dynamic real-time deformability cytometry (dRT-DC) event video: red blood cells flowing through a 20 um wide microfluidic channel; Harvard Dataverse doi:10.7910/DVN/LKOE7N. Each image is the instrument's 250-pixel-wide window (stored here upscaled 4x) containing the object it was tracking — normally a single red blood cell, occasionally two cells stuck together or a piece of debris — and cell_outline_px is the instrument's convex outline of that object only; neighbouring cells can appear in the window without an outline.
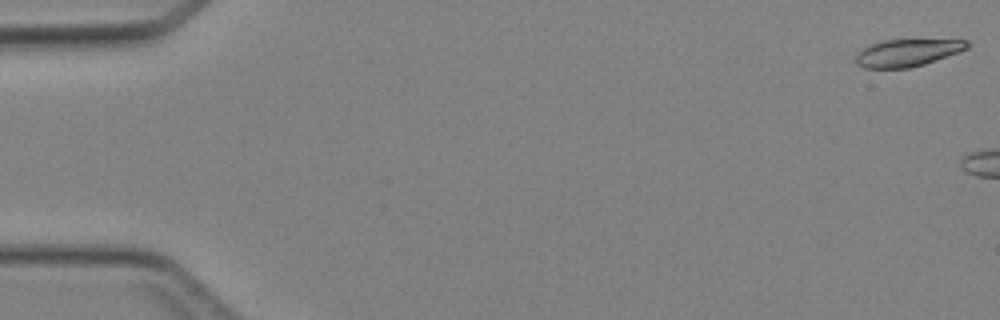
{"species": "Egyptian fruit bat (a non-hibernating species)", "species_latin": "Rousettus aegyptiacus", "temperature_condition": "cold", "stored_images_in_passage": 8, "camera_frame_rate_fps": 3000, "um_per_image_px": 0.085, "animal": {"sex": "female"}, "frame": {"image": 1, "passage_image": 1, "time_ms": 0.0, "image_size_px": [1000, 320], "cell_outline_px": [[972, 44], [968, 48], [960, 52], [924, 64], [908, 68], [864, 68], [856, 64], [856, 56], [868, 44], [880, 40], [968, 40]], "centroid_in_image_um": [77.14, 4.48], "position_along_channel_um": 7.9, "area_um2": 17.74}}